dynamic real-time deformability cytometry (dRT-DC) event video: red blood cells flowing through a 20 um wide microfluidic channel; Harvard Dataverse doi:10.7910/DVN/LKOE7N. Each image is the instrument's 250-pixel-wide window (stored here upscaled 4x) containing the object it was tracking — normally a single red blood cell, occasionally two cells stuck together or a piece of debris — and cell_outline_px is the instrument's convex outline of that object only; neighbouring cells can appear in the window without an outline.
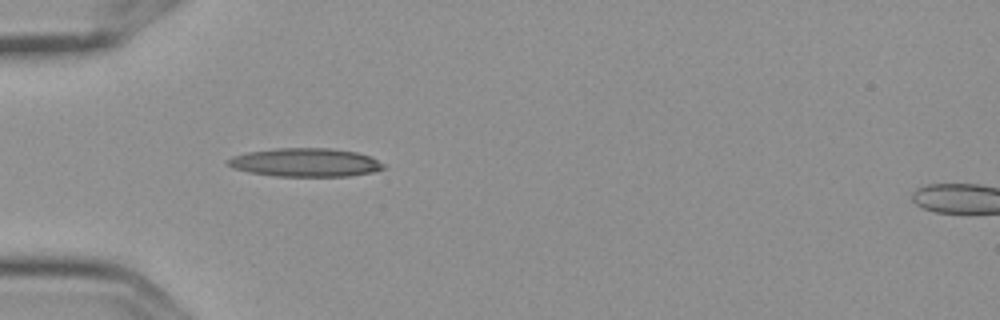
{"species": "Egyptian fruit bat (a non-hibernating species)", "species_latin": "Rousettus aegyptiacus", "temperature_condition": "cold", "stored_images_in_passage": 2, "segment_of_instrument_passage": [1, 2], "camera_frame_rate_fps": 3000, "um_per_image_px": 0.085, "frame": {"image": 1, "passage_image": 1, "time_ms": 0.0, "image_size_px": [1000, 320], "cell_outline_px": [[384, 168], [372, 172], [348, 176], [276, 176], [252, 172], [232, 168], [224, 164], [232, 156], [248, 152], [276, 148], [332, 148], [356, 152], [372, 156], [384, 164]], "centroid_in_image_um": [25.96, 13.8], "position_along_channel_um": 59.0, "area_um2": 25.84}}